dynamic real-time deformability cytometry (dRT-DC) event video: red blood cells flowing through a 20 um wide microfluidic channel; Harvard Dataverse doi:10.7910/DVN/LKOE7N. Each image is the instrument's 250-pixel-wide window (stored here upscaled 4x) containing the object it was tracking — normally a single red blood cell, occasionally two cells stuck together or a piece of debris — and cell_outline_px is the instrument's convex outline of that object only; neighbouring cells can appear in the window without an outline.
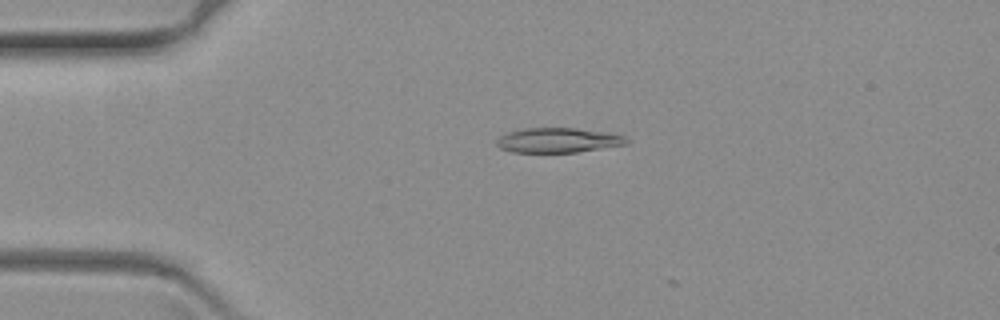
{"species": "common noctule bat (a hibernating species)", "species_latin": "Nyctalus noctula", "temperature_condition": "warm", "stored_images_in_passage": 3, "camera_frame_rate_fps": 3000, "um_per_image_px": 0.085, "animal": {"sex": "female", "body_mass_g": 19.3, "forearm_length_mm": 54.1}, "frame": {"image": 1, "passage_image": 1, "time_ms": 0.0, "image_size_px": [1000, 320], "cell_outline_px": [[632, 140], [628, 144], [576, 152], [512, 152], [500, 148], [496, 144], [496, 140], [500, 136], [508, 132], [524, 128], [576, 128], [608, 132], [624, 136]], "centroid_in_image_um": [47.47, 11.91], "position_along_channel_um": 37.5, "area_um2": 18.84}}